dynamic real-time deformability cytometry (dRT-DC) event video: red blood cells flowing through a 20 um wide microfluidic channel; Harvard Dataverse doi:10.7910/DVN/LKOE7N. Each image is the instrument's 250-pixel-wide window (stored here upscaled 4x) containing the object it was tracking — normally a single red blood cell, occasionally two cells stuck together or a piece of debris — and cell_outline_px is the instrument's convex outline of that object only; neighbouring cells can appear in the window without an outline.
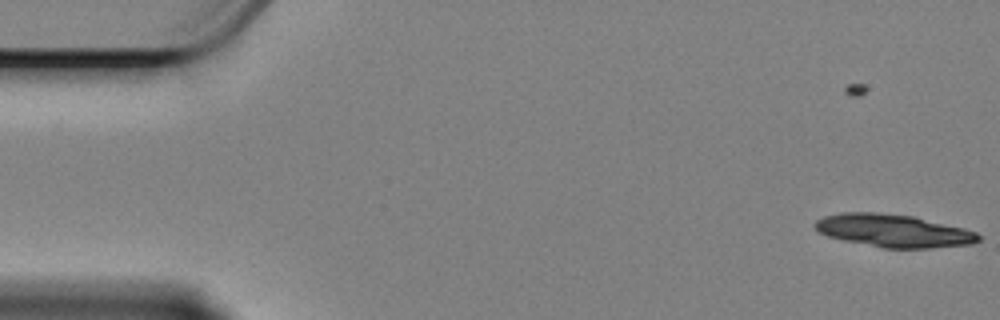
{"species": "Egyptian fruit bat (a non-hibernating species)", "species_latin": "Rousettus aegyptiacus", "temperature_condition": "cold", "stored_images_in_passage": 2, "camera_frame_rate_fps": 3000, "um_per_image_px": 0.085, "animal": {"sex": "female"}, "frame": {"image": 1, "passage_image": 2, "time_ms": 0.333, "image_size_px": [1000, 320], "cell_outline_px": [[980, 240], [972, 244], [928, 248], [884, 248], [844, 240], [828, 236], [820, 232], [812, 224], [816, 220], [824, 216], [840, 212], [876, 212], [912, 216], [964, 228], [976, 232], [980, 236]], "centroid_in_image_um": [75.93, 19.6], "position_along_channel_um": 9.1, "area_um2": 31.1}}